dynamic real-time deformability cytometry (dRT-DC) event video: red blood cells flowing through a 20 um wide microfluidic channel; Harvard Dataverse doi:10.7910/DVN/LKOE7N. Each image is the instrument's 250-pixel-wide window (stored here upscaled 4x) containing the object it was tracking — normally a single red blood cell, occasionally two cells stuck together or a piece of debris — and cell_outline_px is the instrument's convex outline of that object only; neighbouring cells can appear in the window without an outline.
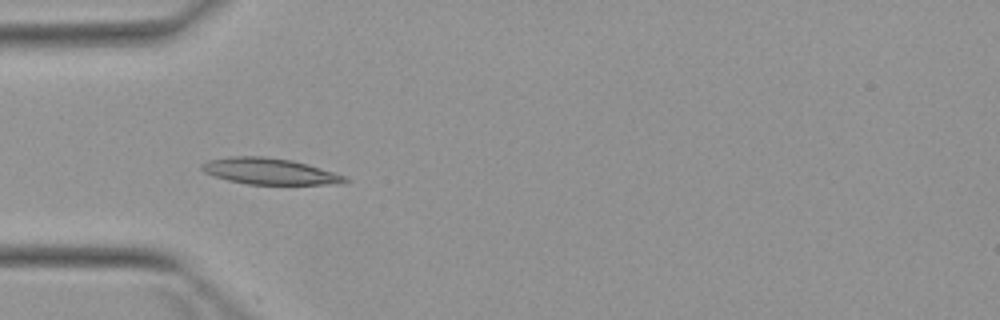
{"species": "Egyptian fruit bat (a non-hibernating species)", "species_latin": "Rousettus aegyptiacus", "temperature_condition": "warm", "stored_images_in_passage": 6, "camera_frame_rate_fps": 3000, "um_per_image_px": 0.085, "animal": {"sex": "female"}, "frame": {"image": 1, "passage_image": 4, "time_ms": 4.333, "image_size_px": [1000, 320], "cell_outline_px": [[348, 180], [336, 184], [248, 184], [228, 180], [204, 172], [200, 168], [200, 164], [208, 160], [228, 156], [264, 156], [292, 160], [308, 164], [344, 176]], "centroid_in_image_um": [22.84, 14.54], "position_along_channel_um": 62.2, "area_um2": 21.68}}
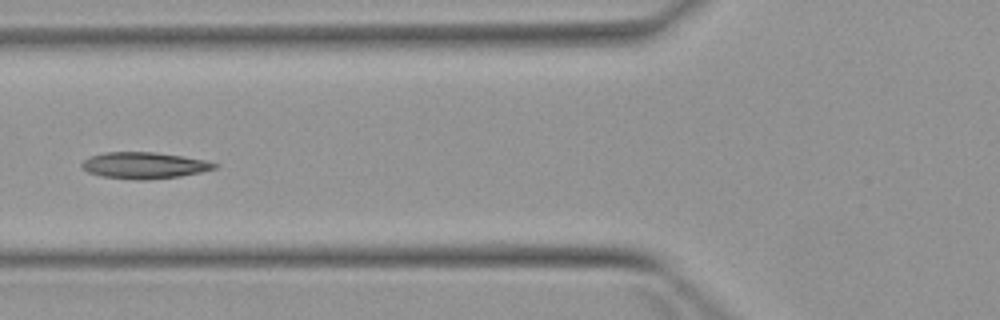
{"frame": {"image": 2, "passage_image": 5, "time_ms": 5.667, "image_size_px": [1000, 320], "cell_outline_px": [[220, 164], [216, 168], [200, 172], [180, 176], [148, 180], [136, 180], [100, 176], [88, 172], [80, 168], [80, 164], [84, 160], [92, 156], [104, 152], [156, 152], [184, 156], [204, 160]], "centroid_in_image_um": [12.24, 14.06], "position_along_channel_um": 113.6, "area_um2": 20.58}}
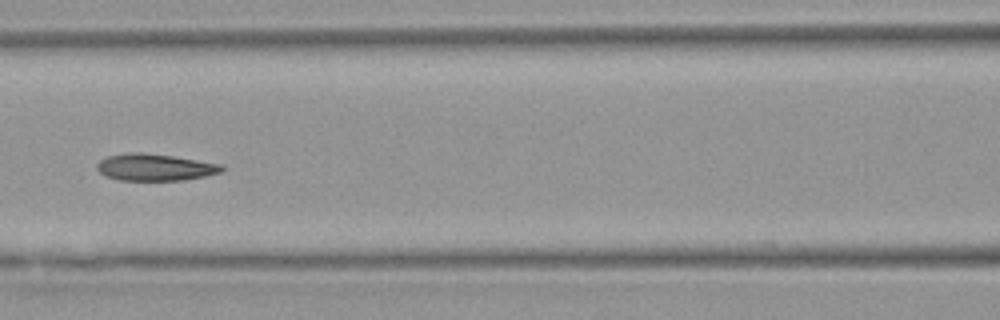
{"frame": {"image": 3, "passage_image": 6, "time_ms": 6.667, "image_size_px": [1000, 320], "cell_outline_px": [[224, 168], [220, 172], [204, 176], [184, 180], [120, 180], [104, 176], [96, 168], [96, 164], [100, 160], [108, 156], [128, 152], [140, 152], [172, 156], [224, 164]], "centroid_in_image_um": [13.15, 14.21], "position_along_channel_um": 153.4, "area_um2": 19.54}}